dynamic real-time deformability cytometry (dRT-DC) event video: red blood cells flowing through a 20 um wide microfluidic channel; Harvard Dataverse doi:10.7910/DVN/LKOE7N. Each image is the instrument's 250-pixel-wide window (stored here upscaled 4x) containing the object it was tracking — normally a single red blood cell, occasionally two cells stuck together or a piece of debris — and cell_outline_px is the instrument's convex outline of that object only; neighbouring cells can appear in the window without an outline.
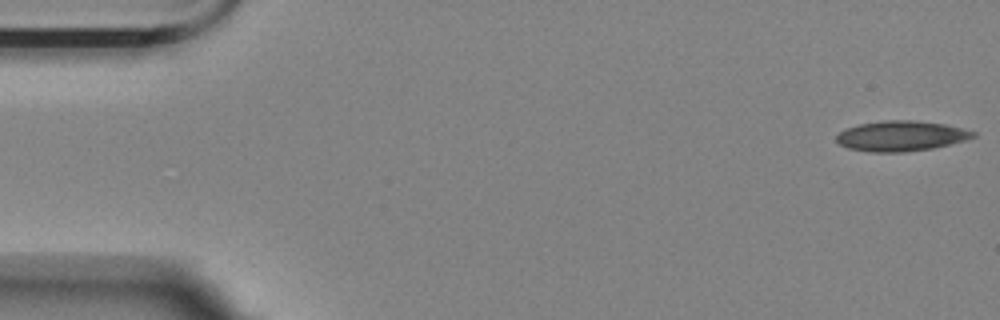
{"species": "Egyptian fruit bat (a non-hibernating species)", "species_latin": "Rousettus aegyptiacus", "temperature_condition": "room temperature", "stored_images_in_passage": 4, "camera_frame_rate_fps": 3000, "um_per_image_px": 0.085, "animal": {"sex": "female"}, "frame": {"image": 1, "passage_image": 1, "time_ms": 0.0, "image_size_px": [1000, 320], "cell_outline_px": [[976, 136], [964, 140], [932, 148], [904, 152], [868, 152], [848, 148], [840, 144], [836, 140], [836, 136], [840, 132], [848, 128], [860, 124], [884, 120], [916, 120], [944, 124], [976, 132]], "centroid_in_image_um": [76.57, 11.56], "position_along_channel_um": 8.4, "area_um2": 23.87}}